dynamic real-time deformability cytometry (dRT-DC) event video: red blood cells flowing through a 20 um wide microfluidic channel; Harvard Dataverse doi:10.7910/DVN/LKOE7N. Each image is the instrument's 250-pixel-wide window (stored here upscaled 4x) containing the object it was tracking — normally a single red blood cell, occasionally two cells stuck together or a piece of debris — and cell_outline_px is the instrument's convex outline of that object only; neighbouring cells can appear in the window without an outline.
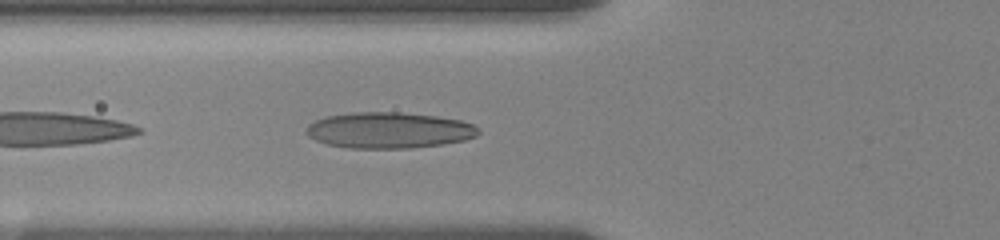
{"species": "human", "species_latin": "Homo sapiens", "temperature_condition": "room temperature", "stored_images_in_passage": 12, "camera_frame_rate_fps": 3000, "um_per_image_px": 0.085, "donor": {"sex": "female"}, "frame": {"image": 1, "passage_image": 12, "time_ms": 7.0, "image_size_px": [1000, 240], "cell_outline_px": [[480, 132], [476, 136], [464, 140], [444, 144], [408, 148], [348, 148], [328, 144], [316, 140], [308, 136], [308, 124], [316, 120], [328, 116], [352, 112], [400, 112], [436, 116], [460, 120], [472, 124], [480, 128]], "centroid_in_image_um": [33.09, 11.07], "position_along_channel_um": 92.7, "area_um2": 36.01}}